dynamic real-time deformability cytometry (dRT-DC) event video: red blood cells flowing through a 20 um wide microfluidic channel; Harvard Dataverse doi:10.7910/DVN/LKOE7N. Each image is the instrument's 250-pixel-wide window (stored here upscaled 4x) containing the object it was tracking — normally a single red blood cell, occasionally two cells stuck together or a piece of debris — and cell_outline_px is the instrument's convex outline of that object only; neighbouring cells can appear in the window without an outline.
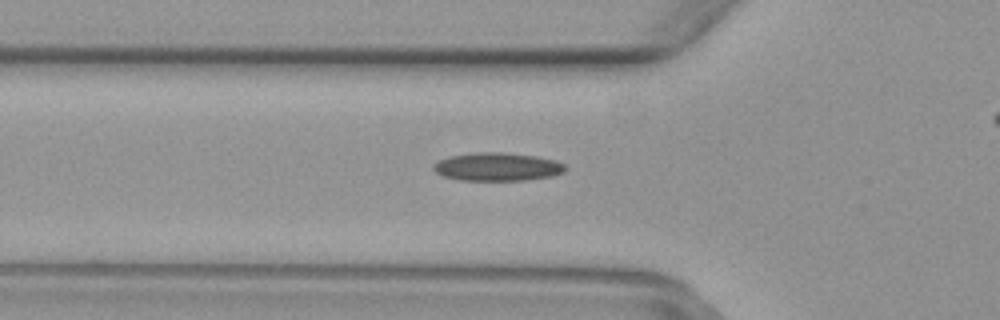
{"species": "common noctule bat (a hibernating species)", "species_latin": "Nyctalus noctula", "temperature_condition": "warm", "stored_images_in_passage": 37, "camera_frame_rate_fps": 3000, "um_per_image_px": 0.085, "animal": {"sex": "female", "body_mass_g": 29.2, "forearm_length_mm": 56.3}, "frame": {"image": 1, "passage_image": 11, "time_ms": 3.333, "image_size_px": [1000, 320], "cell_outline_px": [[568, 168], [564, 172], [552, 176], [524, 180], [456, 180], [444, 176], [436, 172], [432, 168], [440, 160], [452, 156], [476, 152], [504, 152], [536, 156], [556, 160], [564, 164]], "centroid_in_image_um": [42.32, 14.18], "position_along_channel_um": 83.5, "area_um2": 21.62}}
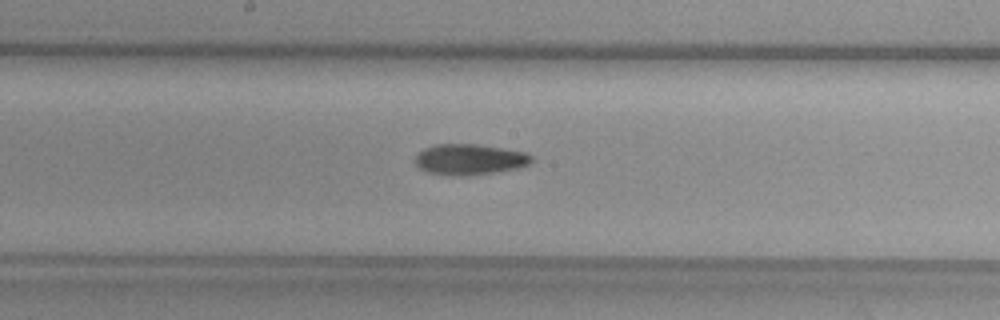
{"frame": {"image": 2, "passage_image": 20, "time_ms": 6.333, "image_size_px": [1000, 320], "cell_outline_px": [[532, 160], [528, 164], [516, 168], [496, 172], [468, 176], [448, 176], [428, 172], [420, 168], [416, 164], [416, 156], [424, 148], [436, 144], [476, 144], [524, 152], [532, 156]], "centroid_in_image_um": [39.89, 13.56], "position_along_channel_um": 208.3, "area_um2": 20.75}}
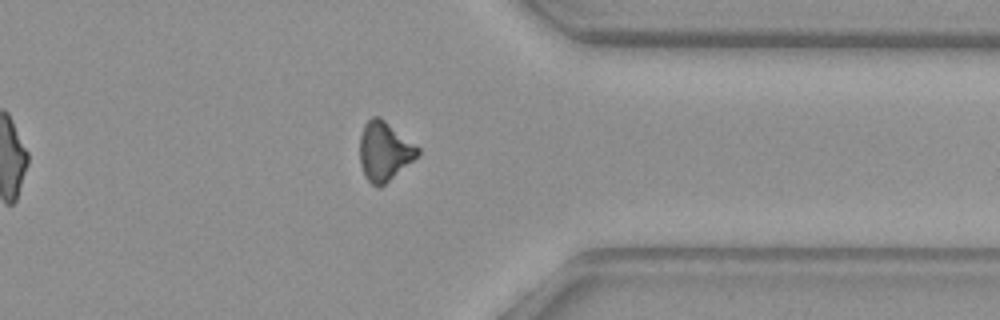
{"frame": {"image": 3, "passage_image": 33, "time_ms": 10.667, "image_size_px": [1000, 320], "cell_outline_px": [[420, 152], [412, 160], [380, 188], [372, 184], [364, 176], [360, 164], [360, 136], [364, 124], [372, 116], [380, 116], [420, 148]], "centroid_in_image_um": [32.64, 12.84], "position_along_channel_um": 378.8, "area_um2": 19.77}}